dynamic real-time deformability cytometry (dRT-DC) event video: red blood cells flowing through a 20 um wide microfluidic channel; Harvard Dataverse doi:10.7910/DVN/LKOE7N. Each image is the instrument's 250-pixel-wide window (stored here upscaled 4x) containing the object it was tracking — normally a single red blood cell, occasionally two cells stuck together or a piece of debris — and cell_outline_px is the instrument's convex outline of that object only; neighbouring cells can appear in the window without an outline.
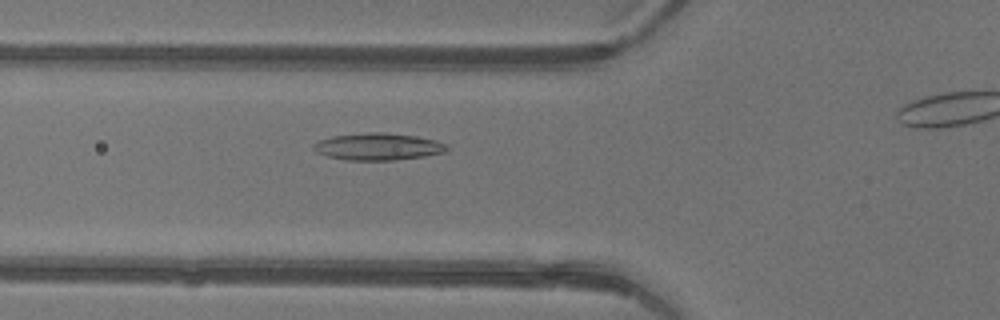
{"species": "common noctule bat (a hibernating species)", "species_latin": "Nyctalus noctula", "temperature_condition": "warm", "stored_images_in_passage": 28, "camera_frame_rate_fps": 3000, "um_per_image_px": 0.085, "animal": {"sex": "female"}, "frame": {"image": 1, "passage_image": 8, "time_ms": 2.333, "image_size_px": [1000, 320], "cell_outline_px": [[448, 148], [444, 152], [424, 156], [396, 160], [344, 160], [328, 156], [316, 152], [312, 148], [312, 144], [320, 140], [332, 136], [368, 132], [384, 132], [416, 136], [436, 140], [448, 144]], "centroid_in_image_um": [32.13, 12.46], "position_along_channel_um": 93.7, "area_um2": 21.1}}
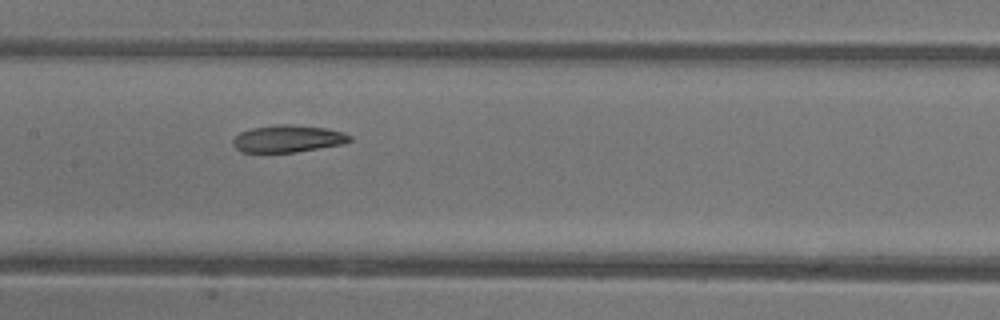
{"frame": {"image": 2, "passage_image": 14, "time_ms": 4.333, "image_size_px": [1000, 320], "cell_outline_px": [[352, 140], [344, 144], [296, 152], [240, 152], [232, 144], [232, 140], [240, 132], [252, 128], [276, 124], [292, 124], [324, 128], [344, 132], [352, 136]], "centroid_in_image_um": [24.48, 11.79], "position_along_channel_um": 182.9, "area_um2": 18.61}}
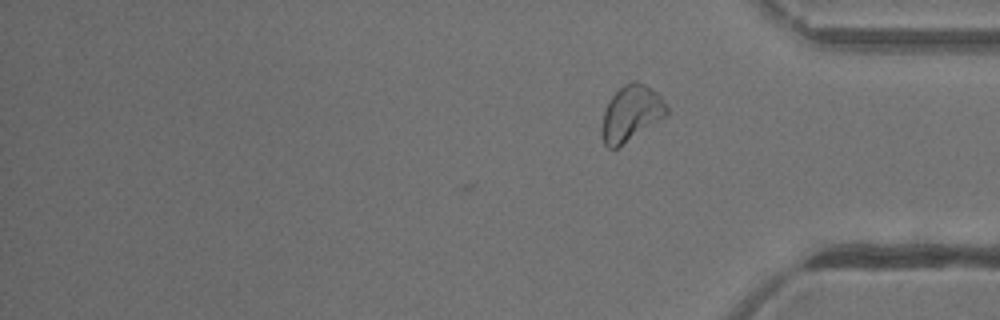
{"frame": {"image": 3, "passage_image": 28, "time_ms": 9.0, "image_size_px": [1000, 320], "cell_outline_px": [[668, 112], [664, 116], [616, 148], [608, 148], [604, 144], [600, 132], [600, 128], [604, 108], [612, 96], [624, 84], [636, 80], [644, 84], [656, 92], [660, 96], [668, 108]], "centroid_in_image_um": [53.58, 9.62], "position_along_channel_um": 381.6, "area_um2": 20.63}, "authors_computed_cell_mechanics": {"area_um2": 19.1607, "velocity_mm_per_s": 4.4215, "shape_relaxation_time_tau1_ms": 4.5089, "shape_relaxation_time_tau2_ms": 1.1542, "deformation_change_tau1": 0.1479, "deformation_change_tau2": 0.0605}}